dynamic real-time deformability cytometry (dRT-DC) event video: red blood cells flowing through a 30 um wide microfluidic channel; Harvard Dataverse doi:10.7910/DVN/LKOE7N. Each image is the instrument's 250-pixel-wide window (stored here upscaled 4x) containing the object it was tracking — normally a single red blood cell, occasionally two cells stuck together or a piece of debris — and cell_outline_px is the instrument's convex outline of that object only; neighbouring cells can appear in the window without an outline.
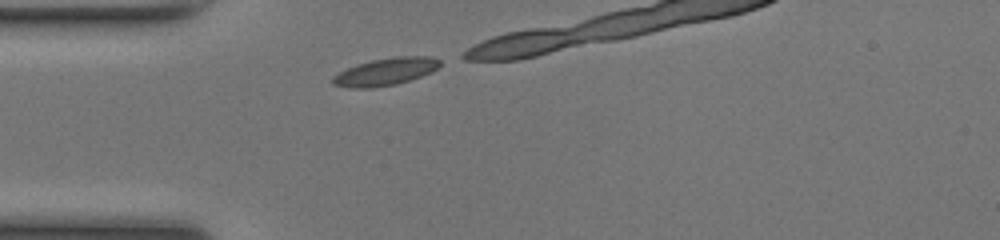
{"species": "common noctule bat (a hibernating species)", "species_latin": "Nyctalus noctula", "temperature_condition": "room temperature", "stored_images_in_passage": 6, "camera_frame_rate_fps": 3000, "um_per_image_px": 0.085, "animal": {"sex": "female", "body_mass_g": 17.0, "forearm_length_mm": 48.0}, "frame": {"image": 1, "passage_image": 1, "time_ms": 0.0, "image_size_px": [1000, 240], "cell_outline_px": [[440, 64], [432, 72], [396, 84], [372, 88], [348, 88], [332, 84], [332, 76], [356, 64], [372, 60], [396, 56], [432, 56], [440, 60]], "centroid_in_image_um": [32.75, 6.09], "position_along_channel_um": 52.2, "area_um2": 17.05}}